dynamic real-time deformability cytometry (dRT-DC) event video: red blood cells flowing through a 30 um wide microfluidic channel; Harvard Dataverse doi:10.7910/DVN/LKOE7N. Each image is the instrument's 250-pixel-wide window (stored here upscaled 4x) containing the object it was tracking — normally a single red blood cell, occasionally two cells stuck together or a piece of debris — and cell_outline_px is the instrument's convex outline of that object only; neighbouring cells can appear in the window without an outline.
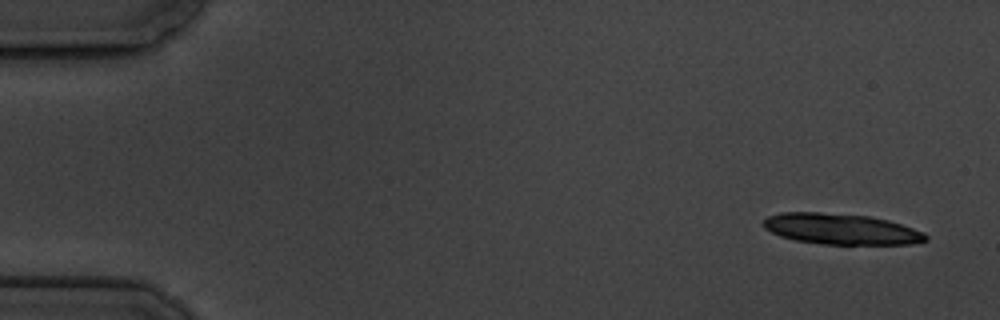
{"species": "common noctule bat (a hibernating species)", "species_latin": "Nyctalus noctula", "temperature_condition": "cold", "stored_images_in_passage": 5, "camera_frame_rate_fps": 3000, "um_per_image_px": 0.085, "animal": {"sex": "male", "body_mass_g": 19.5, "forearm_length_mm": 54.6}, "frame": {"image": 1, "passage_image": 1, "time_ms": 0.0, "image_size_px": [1000, 320], "cell_outline_px": [[928, 240], [912, 244], [824, 244], [796, 240], [780, 236], [764, 228], [764, 220], [768, 216], [780, 212], [820, 212], [868, 216], [888, 220], [924, 232], [928, 236]], "centroid_in_image_um": [71.5, 19.46], "position_along_channel_um": 13.5, "area_um2": 29.02}}